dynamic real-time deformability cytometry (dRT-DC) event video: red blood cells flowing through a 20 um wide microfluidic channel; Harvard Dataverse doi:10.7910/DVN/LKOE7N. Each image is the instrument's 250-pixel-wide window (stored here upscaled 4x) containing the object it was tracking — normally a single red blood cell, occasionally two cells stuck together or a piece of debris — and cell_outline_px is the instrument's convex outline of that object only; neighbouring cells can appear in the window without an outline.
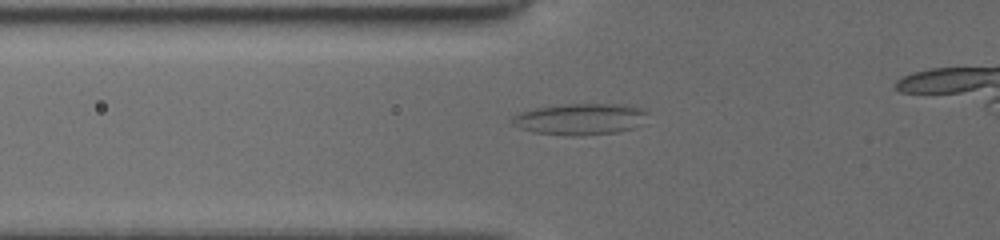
{"species": "common noctule bat (a hibernating species)", "species_latin": "Nyctalus noctula", "temperature_condition": "cold", "stored_images_in_passage": 42, "segment_of_instrument_passage": [1, 2], "camera_frame_rate_fps": 3000, "um_per_image_px": 0.085, "animal": {"sex": "female", "body_mass_g": 19.5, "forearm_length_mm": 54.1}, "frame": {"image": 1, "passage_image": 2, "time_ms": 0.333, "image_size_px": [1000, 240], "cell_outline_px": [[648, 112], [632, 128], [616, 132], [580, 136], [536, 132], [520, 128], [512, 124], [512, 120], [520, 112], [536, 108], [564, 104], [616, 104], [640, 108]], "centroid_in_image_um": [49.27, 10.12], "position_along_channel_um": 76.5, "area_um2": 23.99}}
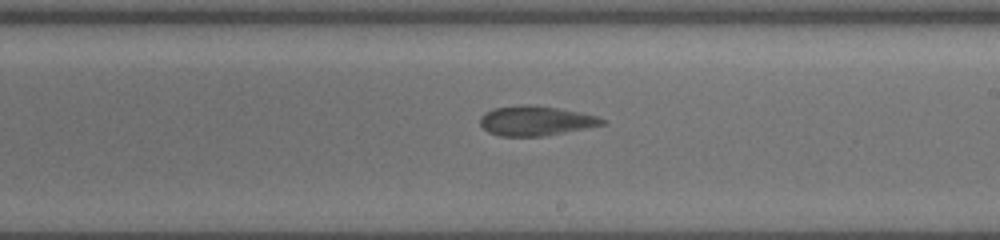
{"frame": {"image": 2, "passage_image": 21, "time_ms": 4.667, "image_size_px": [1000, 240], "cell_outline_px": [[608, 124], [544, 136], [500, 136], [488, 132], [480, 124], [480, 116], [484, 112], [496, 108], [520, 104], [536, 104], [560, 108], [580, 112], [596, 116], [604, 120]], "centroid_in_image_um": [45.54, 10.25], "position_along_channel_um": 243.5, "area_um2": 21.33}}
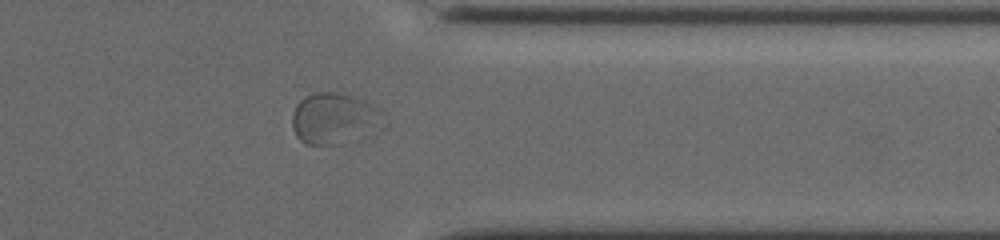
{"frame": {"image": 3, "passage_image": 37, "time_ms": 8.333, "image_size_px": [1000, 240], "cell_outline_px": [[372, 108], [368, 136], [360, 140], [344, 144], [304, 144], [296, 136], [292, 128], [292, 116], [296, 104], [304, 96], [312, 92], [340, 92], [352, 96], [368, 104]], "centroid_in_image_um": [28.13, 10.09], "position_along_channel_um": 383.3, "area_um2": 25.66}}